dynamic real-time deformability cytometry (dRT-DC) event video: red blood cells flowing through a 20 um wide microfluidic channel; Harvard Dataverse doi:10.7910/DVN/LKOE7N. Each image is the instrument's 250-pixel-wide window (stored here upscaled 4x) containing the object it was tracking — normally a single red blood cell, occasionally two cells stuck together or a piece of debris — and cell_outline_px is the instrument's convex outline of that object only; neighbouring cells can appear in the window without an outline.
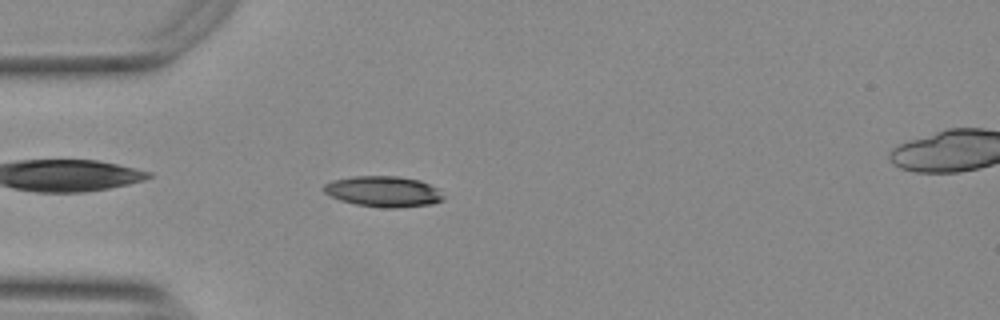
{"species": "Egyptian fruit bat (a non-hibernating species)", "species_latin": "Rousettus aegyptiacus", "temperature_condition": "warm", "stored_images_in_passage": 41, "camera_frame_rate_fps": 3000, "um_per_image_px": 0.085, "animal": {"sex": "female"}, "frame": {"image": 1, "passage_image": 2, "time_ms": 0.333, "image_size_px": [1000, 320], "cell_outline_px": [[444, 200], [432, 204], [396, 208], [384, 208], [356, 204], [340, 200], [324, 192], [324, 184], [332, 180], [356, 176], [396, 176], [420, 180], [440, 188], [444, 196]], "centroid_in_image_um": [32.65, 16.28], "position_along_channel_um": 52.4, "area_um2": 21.56}}
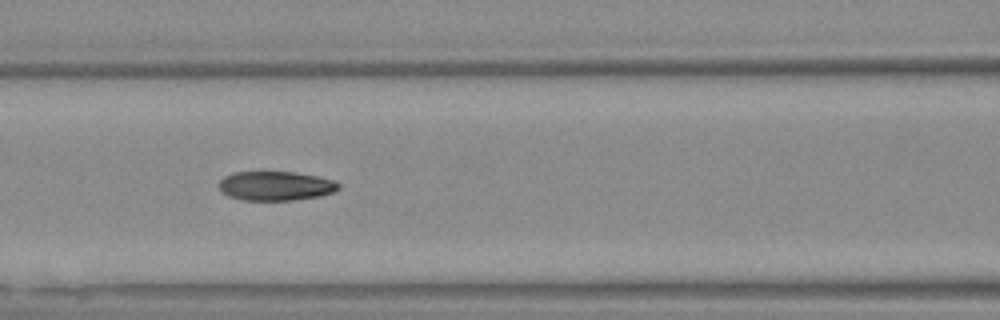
{"frame": {"image": 2, "passage_image": 10, "time_ms": 3.0, "image_size_px": [1000, 320], "cell_outline_px": [[340, 188], [332, 192], [320, 196], [296, 200], [240, 200], [228, 196], [220, 192], [220, 180], [224, 176], [236, 172], [296, 172], [316, 176], [332, 180], [340, 184]], "centroid_in_image_um": [23.41, 15.81], "position_along_channel_um": 143.2, "area_um2": 20.4}}
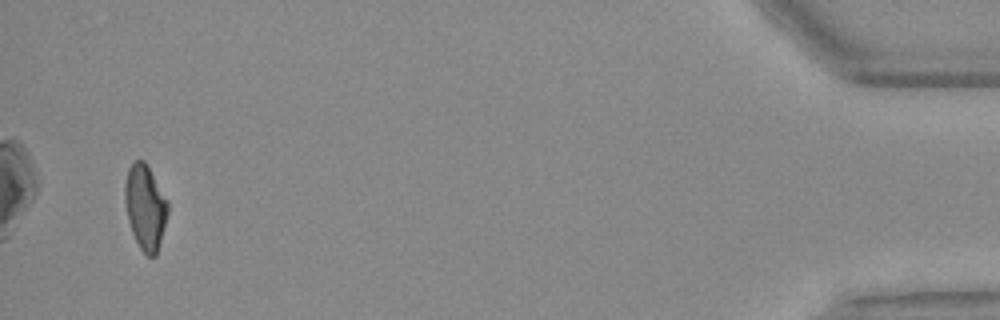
{"frame": {"image": 3, "passage_image": 39, "time_ms": 12.667, "image_size_px": [1000, 320], "cell_outline_px": [[168, 212], [156, 256], [148, 256], [140, 248], [132, 232], [128, 220], [124, 200], [124, 184], [128, 168], [136, 160], [144, 160], [168, 204]], "centroid_in_image_um": [12.31, 17.62], "position_along_channel_um": 422.9, "area_um2": 20.75}, "authors_computed_cell_mechanics": {"area_um2": 21.2704, "velocity_mm_per_s": 3.755, "shape_relaxation_time_tau1_ms": 7.8609, "shape_relaxation_time_tau2_ms": 2.1218, "deformation_change_tau1": 0.2166, "deformation_change_tau2": 0.0728}}